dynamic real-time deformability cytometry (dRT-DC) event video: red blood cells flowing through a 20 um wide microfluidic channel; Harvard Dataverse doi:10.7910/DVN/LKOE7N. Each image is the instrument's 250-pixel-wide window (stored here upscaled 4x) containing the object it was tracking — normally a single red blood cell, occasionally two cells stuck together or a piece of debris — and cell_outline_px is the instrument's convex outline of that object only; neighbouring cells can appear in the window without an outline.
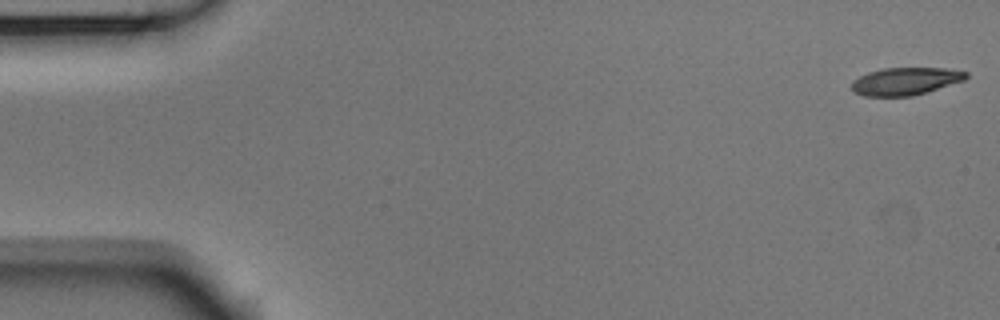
{"species": "Egyptian fruit bat (a non-hibernating species)", "species_latin": "Rousettus aegyptiacus", "temperature_condition": "room temperature", "stored_images_in_passage": 53, "camera_frame_rate_fps": 3000, "um_per_image_px": 0.085, "animal": {"sex": "male"}, "frame": {"image": 1, "passage_image": 1, "time_ms": 0.0, "image_size_px": [1000, 320], "cell_outline_px": [[968, 76], [964, 80], [912, 96], [864, 96], [852, 92], [852, 80], [868, 72], [884, 68], [944, 68], [968, 72]], "centroid_in_image_um": [76.92, 6.9], "position_along_channel_um": 8.1, "area_um2": 18.26}}
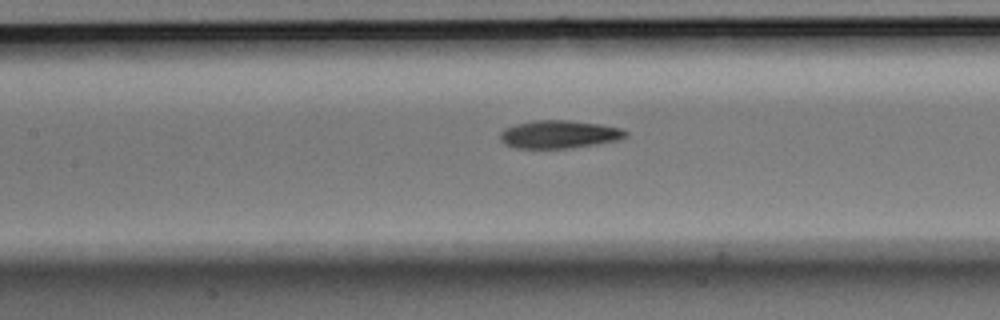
{"frame": {"image": 2, "passage_image": 24, "time_ms": 7.667, "image_size_px": [1000, 320], "cell_outline_px": [[628, 136], [620, 140], [568, 148], [516, 148], [504, 144], [500, 140], [500, 132], [504, 128], [516, 124], [532, 120], [568, 120], [600, 124], [620, 128], [628, 132]], "centroid_in_image_um": [47.51, 11.41], "position_along_channel_um": 159.9, "area_um2": 20.52}}
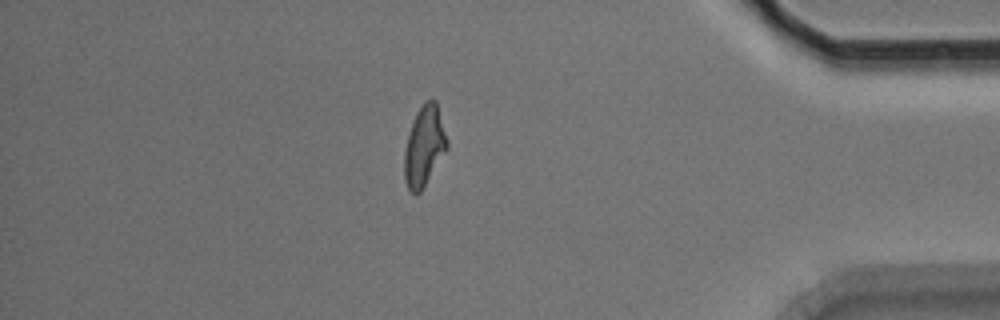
{"frame": {"image": 3, "passage_image": 46, "time_ms": 15.0, "image_size_px": [1000, 320], "cell_outline_px": [[448, 148], [420, 192], [416, 196], [408, 188], [404, 180], [404, 152], [408, 136], [416, 112], [428, 100], [436, 100], [448, 140]], "centroid_in_image_um": [36.06, 12.45], "position_along_channel_um": 399.1, "area_um2": 19.71}, "authors_computed_cell_mechanics": {"area_um2": 19.8832, "velocity_mm_per_s": 3.7535, "shape_relaxation_time_tau1_ms": 4.0528, "shape_relaxation_time_tau2_ms": 3.4269, "deformation_change_tau1": 0.1628, "deformation_change_tau2": 0.0862}}